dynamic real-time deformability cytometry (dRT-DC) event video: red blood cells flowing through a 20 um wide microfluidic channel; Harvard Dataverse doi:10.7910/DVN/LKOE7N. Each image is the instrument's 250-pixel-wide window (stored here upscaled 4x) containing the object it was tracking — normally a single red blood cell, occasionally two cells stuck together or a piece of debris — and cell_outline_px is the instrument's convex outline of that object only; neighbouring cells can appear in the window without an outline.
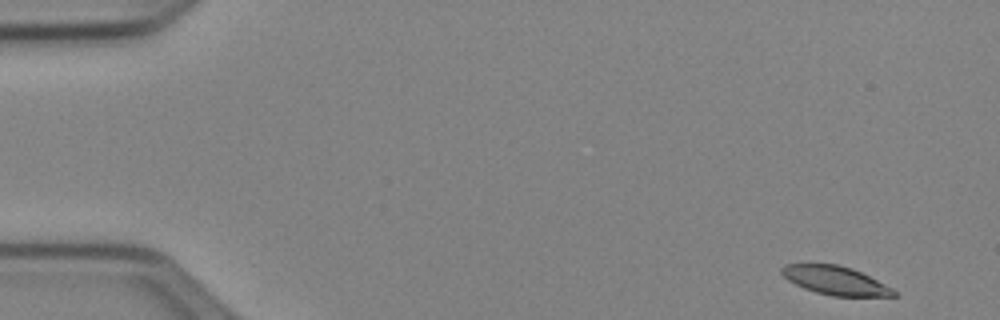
{"species": "Egyptian fruit bat (a non-hibernating species)", "species_latin": "Rousettus aegyptiacus", "temperature_condition": "cold", "stored_images_in_passage": 50, "camera_frame_rate_fps": 3000, "um_per_image_px": 0.085, "animal": {"sex": "female"}, "frame": {"image": 1, "passage_image": 1, "time_ms": 0.0, "image_size_px": [1000, 320], "cell_outline_px": [[896, 296], [832, 296], [816, 292], [804, 288], [788, 280], [780, 272], [780, 268], [784, 264], [836, 264], [852, 268], [892, 288], [896, 292]], "centroid_in_image_um": [70.97, 23.84], "position_along_channel_um": 14.0, "area_um2": 18.44}}
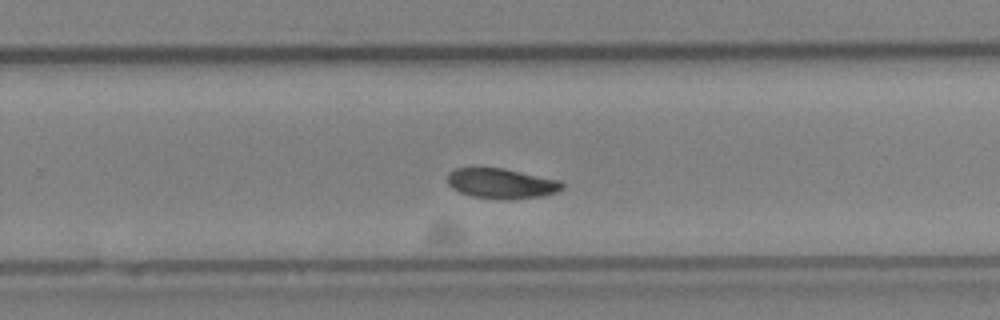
{"frame": {"image": 2, "passage_image": 32, "time_ms": 10.333, "image_size_px": [1000, 320], "cell_outline_px": [[564, 188], [556, 192], [544, 196], [508, 200], [500, 200], [472, 196], [460, 192], [452, 188], [448, 184], [448, 172], [456, 168], [504, 168], [560, 180], [564, 184]], "centroid_in_image_um": [42.65, 15.6], "position_along_channel_um": 287.2, "area_um2": 20.35}}
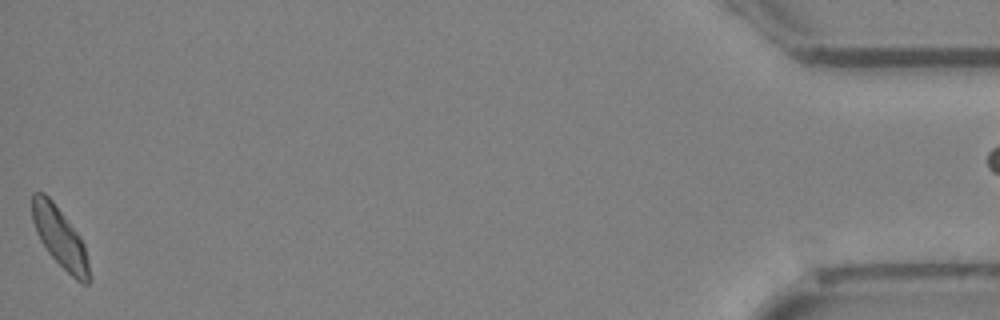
{"frame": {"image": 3, "passage_image": 50, "time_ms": 16.333, "image_size_px": [1000, 320], "cell_outline_px": [[92, 280], [88, 284], [80, 284], [48, 252], [40, 240], [36, 232], [32, 220], [32, 192], [44, 192], [52, 200], [80, 236], [84, 244], [88, 260]], "centroid_in_image_um": [5.11, 20.21], "position_along_channel_um": 430.1, "area_um2": 20.0}, "authors_computed_cell_mechanics": {"area_um2": 20.3167, "velocity_mm_per_s": 3.9087, "shape_relaxation_time_tau1_ms": 3.4462, "shape_relaxation_time_tau2_ms": null, "deformation_change_tau1": 0.1131, "deformation_change_tau2": null}}